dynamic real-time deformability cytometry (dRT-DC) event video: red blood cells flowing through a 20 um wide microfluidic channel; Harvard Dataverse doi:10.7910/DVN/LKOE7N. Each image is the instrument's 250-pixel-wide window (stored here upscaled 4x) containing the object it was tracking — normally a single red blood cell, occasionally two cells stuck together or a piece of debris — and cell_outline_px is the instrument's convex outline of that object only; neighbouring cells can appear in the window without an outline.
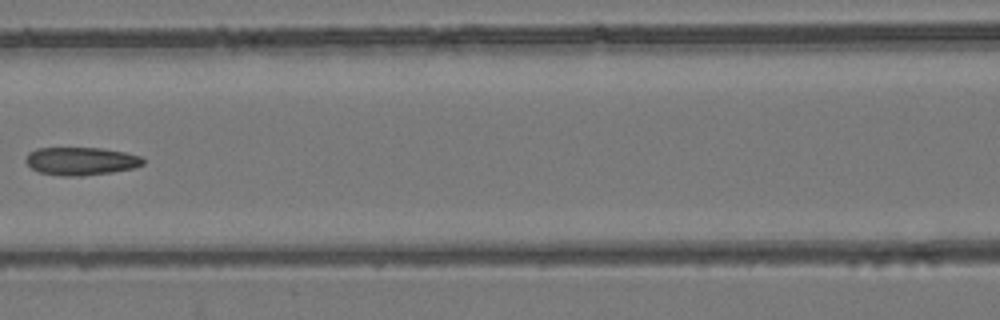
{"species": "common noctule bat (a hibernating species)", "species_latin": "Nyctalus noctula", "temperature_condition": "room temperature", "stored_images_in_passage": 8, "camera_frame_rate_fps": 3000, "um_per_image_px": 0.085, "animal": {"sex": "female", "body_mass_g": 24.6, "forearm_length_mm": 56.2}, "frame": {"image": 1, "passage_image": 7, "time_ms": 8.0, "image_size_px": [1000, 320], "cell_outline_px": [[144, 164], [132, 168], [112, 172], [80, 176], [60, 176], [40, 172], [32, 168], [24, 160], [28, 152], [36, 148], [100, 148], [124, 152], [140, 156], [144, 160]], "centroid_in_image_um": [6.85, 13.69], "position_along_channel_um": 159.7, "area_um2": 19.07}}
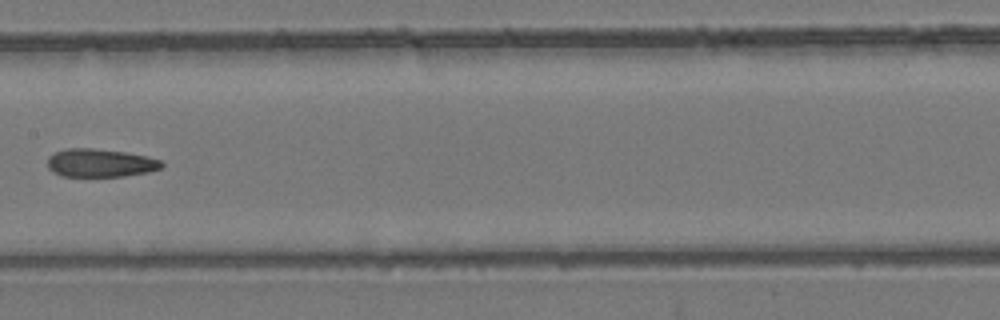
{"frame": {"image": 2, "passage_image": 8, "time_ms": 9.0, "image_size_px": [1000, 320], "cell_outline_px": [[164, 164], [160, 168], [148, 172], [124, 176], [60, 176], [52, 172], [48, 168], [48, 156], [56, 152], [68, 148], [92, 148], [124, 152], [148, 156], [160, 160]], "centroid_in_image_um": [8.5, 13.85], "position_along_channel_um": 198.9, "area_um2": 18.73}}